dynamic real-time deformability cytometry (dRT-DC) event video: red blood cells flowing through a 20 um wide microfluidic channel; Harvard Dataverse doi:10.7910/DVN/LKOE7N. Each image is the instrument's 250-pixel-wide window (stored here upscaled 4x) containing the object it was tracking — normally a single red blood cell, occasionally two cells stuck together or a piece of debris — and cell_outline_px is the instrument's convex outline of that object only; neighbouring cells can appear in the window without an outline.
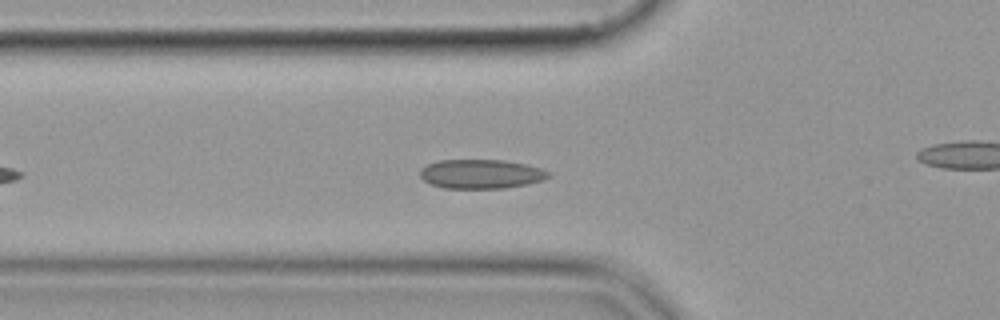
{"species": "common noctule bat (a hibernating species)", "species_latin": "Nyctalus noctula", "temperature_condition": "cold", "stored_images_in_passage": 30, "camera_frame_rate_fps": 3000, "um_per_image_px": 0.085, "animal": {"sex": "female", "body_mass_g": 19.9}, "frame": {"image": 1, "passage_image": 9, "time_ms": 2.667, "image_size_px": [1000, 320], "cell_outline_px": [[552, 176], [528, 184], [504, 188], [444, 188], [432, 184], [424, 180], [420, 176], [420, 168], [428, 164], [440, 160], [504, 160], [524, 164], [540, 168], [548, 172]], "centroid_in_image_um": [40.87, 14.79], "position_along_channel_um": 84.9, "area_um2": 21.68}}
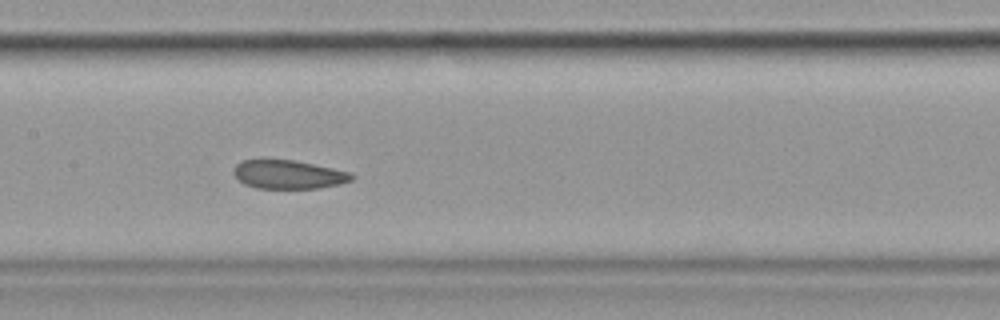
{"frame": {"image": 2, "passage_image": 17, "time_ms": 5.333, "image_size_px": [1000, 320], "cell_outline_px": [[356, 176], [352, 180], [340, 184], [320, 188], [256, 188], [244, 184], [232, 172], [236, 164], [244, 160], [264, 156], [292, 160], [352, 172]], "centroid_in_image_um": [24.49, 14.79], "position_along_channel_um": 182.9, "area_um2": 20.29}}
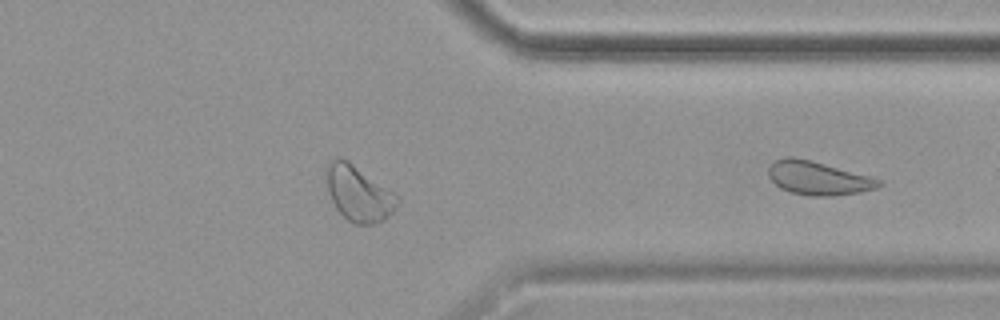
{"frame": {"image": 3, "passage_image": 30, "time_ms": 9.667, "image_size_px": [1000, 320], "cell_outline_px": [[880, 184], [876, 188], [860, 192], [832, 196], [812, 196], [792, 192], [780, 188], [768, 176], [768, 164], [776, 160], [788, 156], [792, 156], [812, 160], [868, 176], [880, 180]], "centroid_in_image_um": [69.48, 15.13], "position_along_channel_um": 341.9, "area_um2": 21.39}}